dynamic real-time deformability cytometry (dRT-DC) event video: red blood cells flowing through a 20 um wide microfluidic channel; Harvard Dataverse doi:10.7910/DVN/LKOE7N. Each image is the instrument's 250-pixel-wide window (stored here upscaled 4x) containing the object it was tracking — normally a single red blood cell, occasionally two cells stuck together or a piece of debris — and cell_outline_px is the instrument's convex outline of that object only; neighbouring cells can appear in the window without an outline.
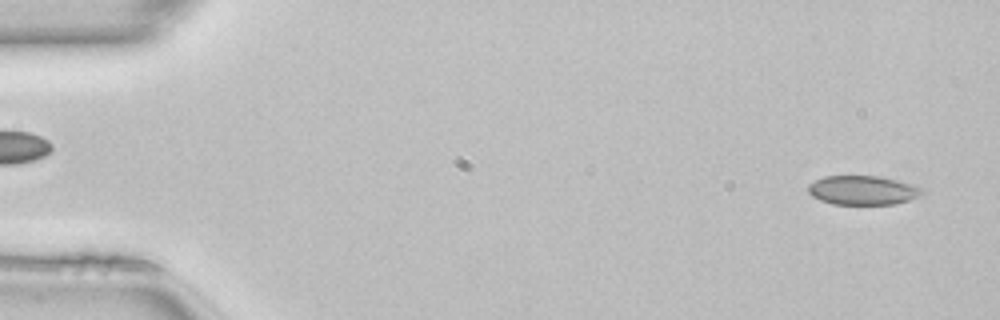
{"species": "common noctule bat (a hibernating species)", "species_latin": "Nyctalus noctula", "temperature_condition": "room temperature", "stored_images_in_passage": 50, "segment_of_instrument_passage": [1, 2], "camera_frame_rate_fps": 3000, "um_per_image_px": 0.085, "animal": {"sex": "female", "body_mass_g": 22.7, "forearm_length_mm": 54.2}, "frame": {"image": 1, "passage_image": 2, "time_ms": 0.333, "image_size_px": [1000, 320], "cell_outline_px": [[924, 192], [920, 196], [908, 200], [892, 204], [832, 204], [820, 200], [812, 196], [808, 192], [808, 184], [824, 176], [880, 176], [900, 180], [916, 184]], "centroid_in_image_um": [73.35, 16.16], "position_along_channel_um": 11.7, "area_um2": 19.48}}
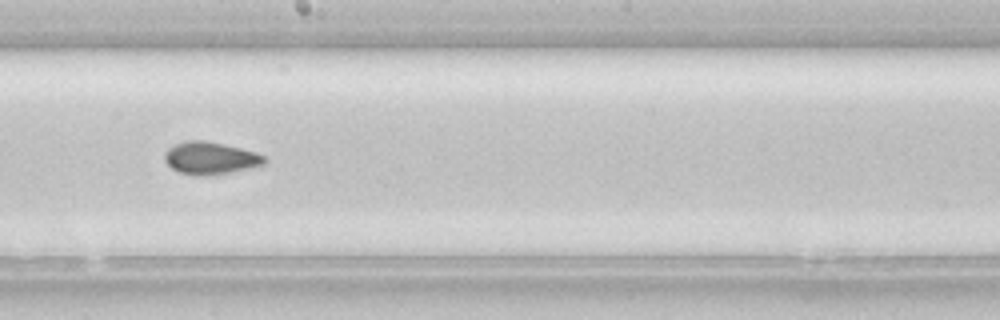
{"frame": {"image": 2, "passage_image": 27, "time_ms": 8.667, "image_size_px": [1000, 320], "cell_outline_px": [[268, 160], [264, 164], [228, 172], [196, 176], [180, 172], [172, 168], [164, 160], [164, 152], [168, 148], [184, 140], [204, 140], [224, 144], [256, 152], [264, 156]], "centroid_in_image_um": [17.85, 13.41], "position_along_channel_um": 230.4, "area_um2": 18.61}}
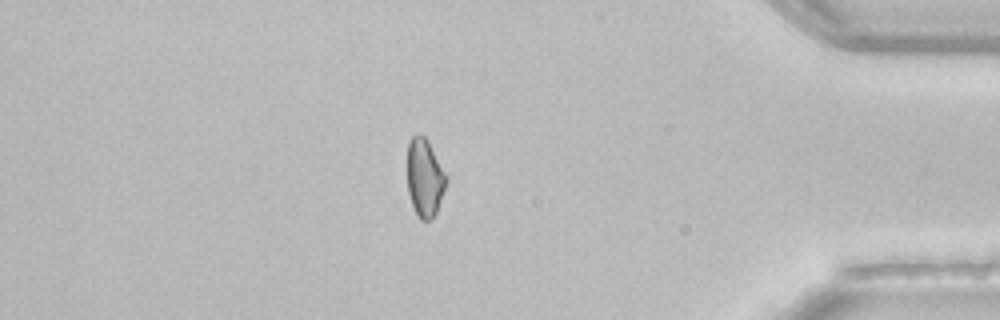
{"frame": {"image": 3, "passage_image": 42, "time_ms": 13.667, "image_size_px": [1000, 320], "cell_outline_px": [[448, 180], [436, 212], [428, 220], [420, 220], [412, 204], [408, 192], [408, 144], [412, 136], [416, 132], [420, 132], [428, 140], [448, 176]], "centroid_in_image_um": [36.11, 15.05], "position_along_channel_um": 399.1, "area_um2": 17.74}}